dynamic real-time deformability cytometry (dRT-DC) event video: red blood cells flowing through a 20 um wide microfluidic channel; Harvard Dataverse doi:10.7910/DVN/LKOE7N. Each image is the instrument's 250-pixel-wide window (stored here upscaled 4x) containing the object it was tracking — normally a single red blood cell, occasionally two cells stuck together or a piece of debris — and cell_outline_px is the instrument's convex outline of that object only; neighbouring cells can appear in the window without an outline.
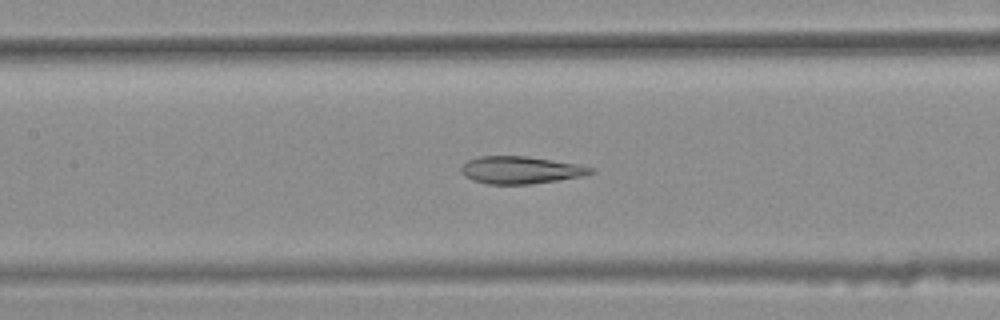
{"species": "common noctule bat (a hibernating species)", "species_latin": "Nyctalus noctula", "temperature_condition": "warm", "stored_images_in_passage": 44, "camera_frame_rate_fps": 3000, "um_per_image_px": 0.085, "animal": {"sex": "female", "body_mass_g": 25.1}, "frame": {"image": 1, "passage_image": 23, "time_ms": 7.333, "image_size_px": [1000, 320], "cell_outline_px": [[596, 172], [580, 176], [532, 184], [488, 184], [472, 180], [464, 176], [460, 172], [460, 168], [468, 160], [480, 156], [524, 156], [552, 160], [576, 164], [596, 168]], "centroid_in_image_um": [44.23, 14.45], "position_along_channel_um": 163.2, "area_um2": 20.58}}
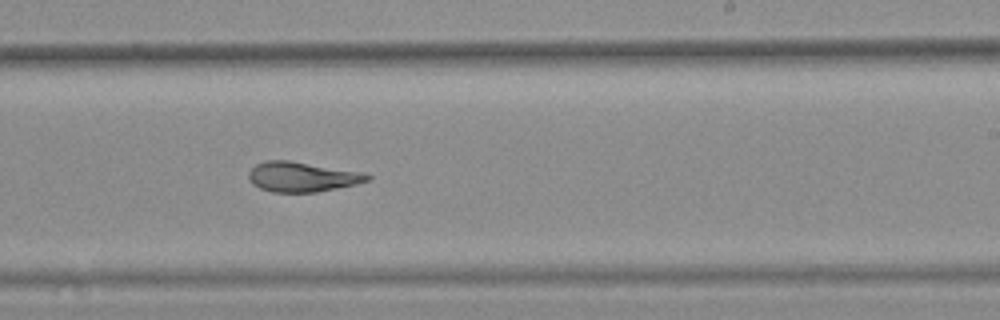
{"frame": {"image": 2, "passage_image": 31, "time_ms": 10.0, "image_size_px": [1000, 320], "cell_outline_px": [[372, 180], [356, 184], [316, 192], [272, 192], [260, 188], [252, 184], [248, 180], [248, 172], [256, 164], [264, 160], [288, 160], [364, 172], [372, 176]], "centroid_in_image_um": [25.68, 15.02], "position_along_channel_um": 263.3, "area_um2": 20.87}}
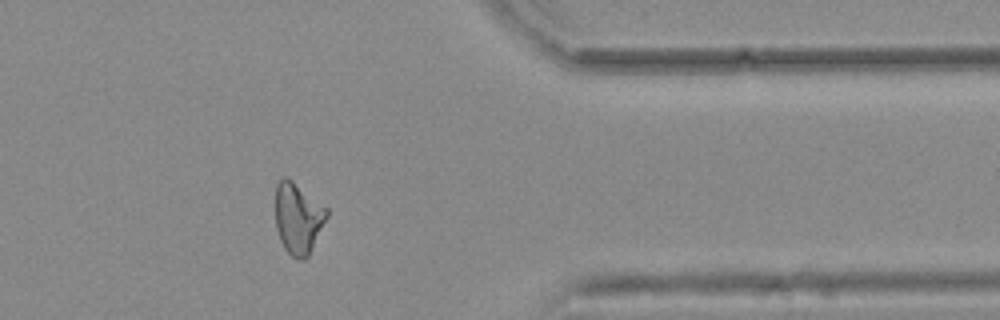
{"frame": {"image": 3, "passage_image": 42, "time_ms": 13.667, "image_size_px": [1000, 320], "cell_outline_px": [[328, 216], [308, 256], [304, 260], [300, 260], [292, 256], [284, 248], [280, 240], [276, 228], [276, 184], [284, 176], [292, 180], [328, 208]], "centroid_in_image_um": [25.34, 18.54], "position_along_channel_um": 386.1, "area_um2": 21.21}, "authors_computed_cell_mechanics": {"area_um2": 21.5883, "velocity_mm_per_s": 3.7685, "shape_relaxation_time_tau1_ms": null, "shape_relaxation_time_tau2_ms": 3.3043, "deformation_change_tau1": null, "deformation_change_tau2": 0.0979}}